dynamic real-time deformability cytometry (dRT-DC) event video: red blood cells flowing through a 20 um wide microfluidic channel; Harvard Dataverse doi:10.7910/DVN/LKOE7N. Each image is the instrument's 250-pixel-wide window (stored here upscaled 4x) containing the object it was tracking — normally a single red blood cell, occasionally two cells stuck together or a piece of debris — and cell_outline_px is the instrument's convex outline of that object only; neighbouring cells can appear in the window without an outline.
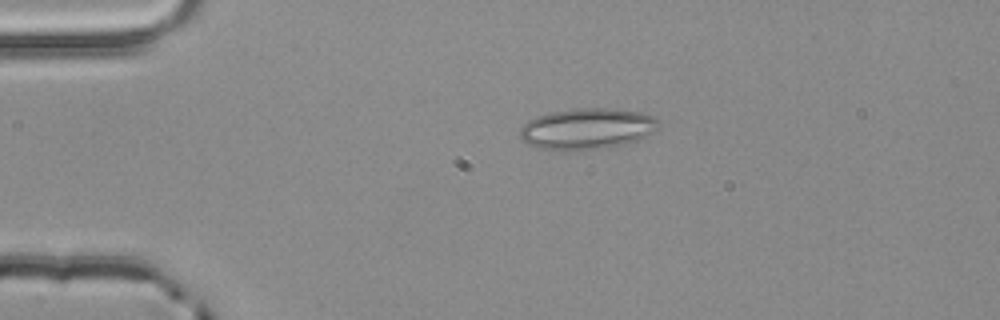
{"species": "common noctule bat (a hibernating species)", "species_latin": "Nyctalus noctula", "temperature_condition": "room temperature", "stored_images_in_passage": 45, "camera_frame_rate_fps": 3000, "um_per_image_px": 0.085, "animal": {"sex": "male", "body_mass_g": 20.4}, "frame": {"image": 1, "passage_image": 3, "time_ms": 0.667, "image_size_px": [1000, 320], "cell_outline_px": [[660, 128], [656, 132], [636, 140], [624, 144], [596, 148], [540, 148], [528, 144], [520, 140], [520, 128], [528, 120], [536, 116], [552, 112], [576, 108], [616, 108], [640, 112], [652, 116], [660, 120]], "centroid_in_image_um": [49.95, 10.9], "position_along_channel_um": 35.0, "area_um2": 32.77}}
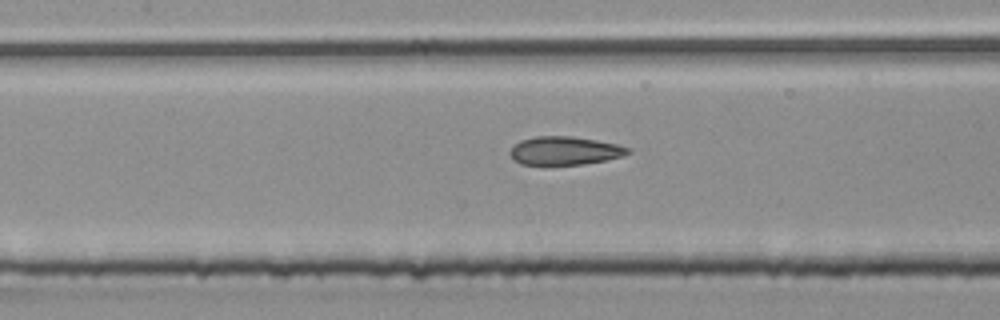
{"frame": {"image": 2, "passage_image": 16, "time_ms": 5.0, "image_size_px": [1000, 320], "cell_outline_px": [[632, 152], [624, 156], [584, 164], [520, 164], [512, 160], [508, 152], [520, 140], [536, 136], [572, 136], [596, 140], [616, 144], [632, 148]], "centroid_in_image_um": [48.01, 12.8], "position_along_channel_um": 159.4, "area_um2": 19.54}}
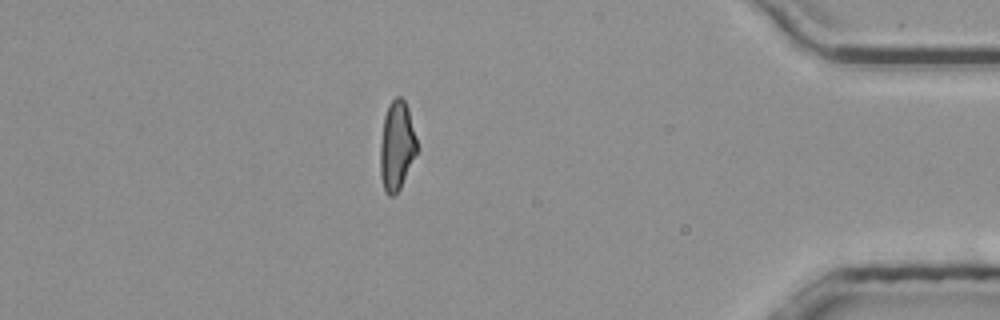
{"frame": {"image": 3, "passage_image": 38, "time_ms": 12.333, "image_size_px": [1000, 320], "cell_outline_px": [[416, 152], [400, 188], [392, 196], [388, 196], [384, 192], [380, 176], [380, 144], [384, 116], [388, 104], [396, 96], [400, 96], [404, 100], [408, 108], [416, 140]], "centroid_in_image_um": [33.68, 12.39], "position_along_channel_um": 401.5, "area_um2": 18.84}, "authors_computed_cell_mechanics": {"area_um2": 19.7098, "velocity_mm_per_s": 3.8787, "shape_relaxation_time_tau1_ms": null, "shape_relaxation_time_tau2_ms": 1.8509, "deformation_change_tau1": null, "deformation_change_tau2": 0.0794}}